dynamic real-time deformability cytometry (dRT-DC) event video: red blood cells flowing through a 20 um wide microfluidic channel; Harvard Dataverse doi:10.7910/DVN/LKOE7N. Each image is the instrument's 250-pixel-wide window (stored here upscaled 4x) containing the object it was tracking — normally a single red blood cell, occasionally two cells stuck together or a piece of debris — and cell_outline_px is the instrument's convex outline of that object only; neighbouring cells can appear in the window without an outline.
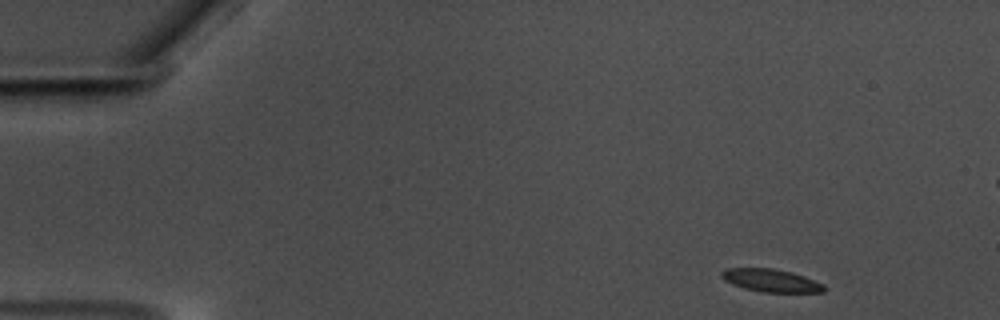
{"species": "common noctule bat (a hibernating species)", "species_latin": "Nyctalus noctula", "temperature_condition": "warm", "stored_images_in_passage": 54, "segment_of_instrument_passage": [1, 2], "camera_frame_rate_fps": 3000, "um_per_image_px": 0.085, "animal": {"sex": "male", "body_mass_g": 17.5, "forearm_length_mm": 52.3}, "frame": {"image": 1, "passage_image": 1, "time_ms": 0.0, "image_size_px": [1000, 320], "cell_outline_px": [[824, 292], [764, 292], [744, 288], [732, 284], [724, 280], [720, 276], [720, 272], [724, 268], [772, 268], [792, 272], [804, 276], [824, 284]], "centroid_in_image_um": [65.5, 23.83], "position_along_channel_um": 19.5, "area_um2": 13.64}}
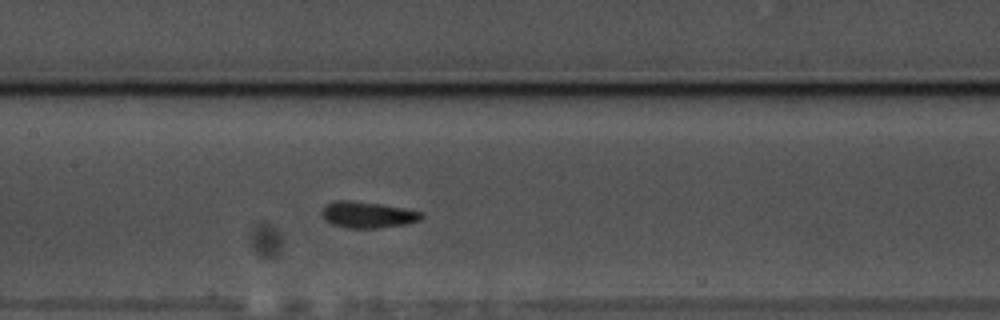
{"frame": {"image": 2, "passage_image": 23, "time_ms": 7.333, "image_size_px": [1000, 320], "cell_outline_px": [[424, 216], [420, 220], [408, 224], [380, 228], [348, 228], [332, 224], [324, 220], [320, 216], [320, 212], [328, 204], [336, 200], [352, 200], [380, 204], [404, 208], [424, 212]], "centroid_in_image_um": [31.26, 18.26], "position_along_channel_um": 176.1, "area_um2": 15.49}}
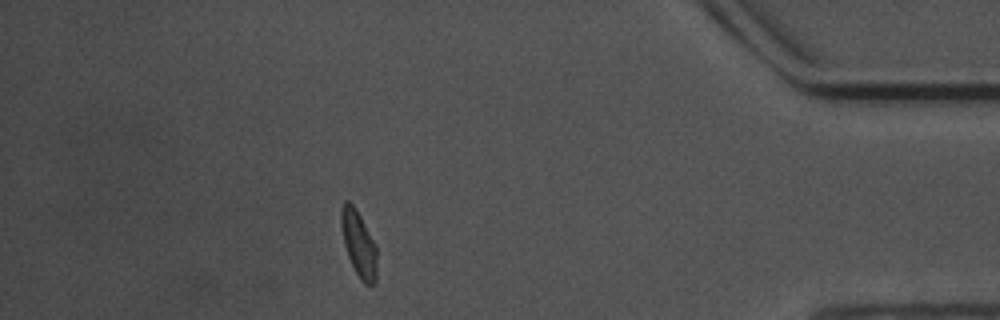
{"frame": {"image": 3, "passage_image": 46, "time_ms": 15.0, "image_size_px": [1000, 320], "cell_outline_px": [[376, 284], [364, 284], [360, 280], [348, 256], [344, 244], [340, 224], [340, 208], [344, 200], [348, 200], [356, 208], [376, 244]], "centroid_in_image_um": [30.47, 20.69], "position_along_channel_um": 404.7, "area_um2": 13.87}}